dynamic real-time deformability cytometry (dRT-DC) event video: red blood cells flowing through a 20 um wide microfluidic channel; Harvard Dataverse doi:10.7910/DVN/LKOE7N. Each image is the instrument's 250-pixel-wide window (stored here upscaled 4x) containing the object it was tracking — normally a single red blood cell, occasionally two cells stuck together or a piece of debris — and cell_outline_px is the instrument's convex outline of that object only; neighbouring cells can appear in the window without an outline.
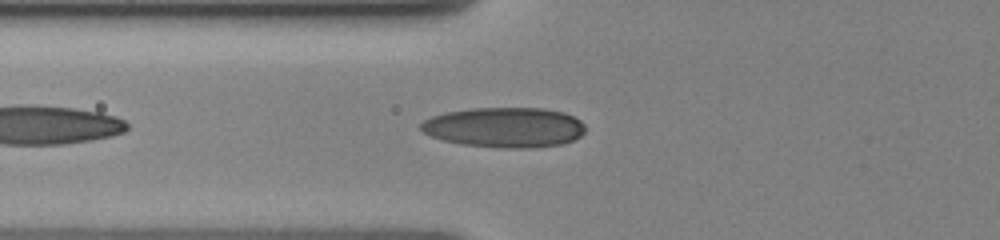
{"species": "human", "species_latin": "Homo sapiens", "temperature_condition": "cold", "stored_images_in_passage": 43, "camera_frame_rate_fps": 3000, "um_per_image_px": 0.085, "donor": {"sex": "female"}, "frame": {"image": 1, "passage_image": 10, "time_ms": 1.667, "image_size_px": [1000, 240], "cell_outline_px": [[584, 132], [580, 136], [564, 144], [532, 148], [500, 148], [460, 144], [444, 140], [432, 136], [424, 132], [420, 128], [420, 124], [424, 120], [432, 116], [448, 112], [472, 108], [544, 108], [564, 112], [580, 120], [584, 124]], "centroid_in_image_um": [42.91, 10.83], "position_along_channel_um": 82.9, "area_um2": 38.49}}
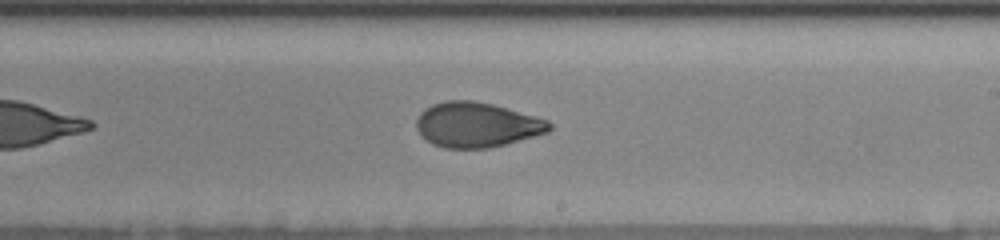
{"frame": {"image": 2, "passage_image": 30, "time_ms": 6.333, "image_size_px": [1000, 240], "cell_outline_px": [[552, 128], [548, 132], [504, 144], [488, 148], [444, 148], [432, 144], [416, 128], [416, 120], [420, 112], [424, 108], [432, 104], [444, 100], [472, 100], [492, 104], [536, 116], [548, 120], [552, 124]], "centroid_in_image_um": [40.51, 10.59], "position_along_channel_um": 248.5, "area_um2": 34.74}}
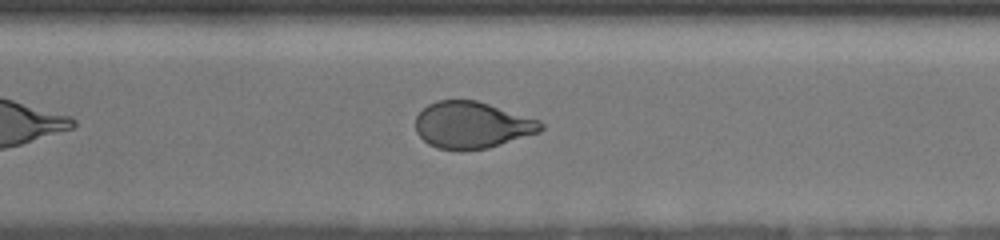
{"frame": {"image": 3, "passage_image": 39, "time_ms": 8.667, "image_size_px": [1000, 240], "cell_outline_px": [[544, 128], [540, 132], [488, 148], [460, 152], [436, 148], [428, 144], [416, 132], [416, 116], [428, 104], [436, 100], [476, 100], [540, 120], [544, 124]], "centroid_in_image_um": [40.11, 10.65], "position_along_channel_um": 330.5, "area_um2": 34.39}}